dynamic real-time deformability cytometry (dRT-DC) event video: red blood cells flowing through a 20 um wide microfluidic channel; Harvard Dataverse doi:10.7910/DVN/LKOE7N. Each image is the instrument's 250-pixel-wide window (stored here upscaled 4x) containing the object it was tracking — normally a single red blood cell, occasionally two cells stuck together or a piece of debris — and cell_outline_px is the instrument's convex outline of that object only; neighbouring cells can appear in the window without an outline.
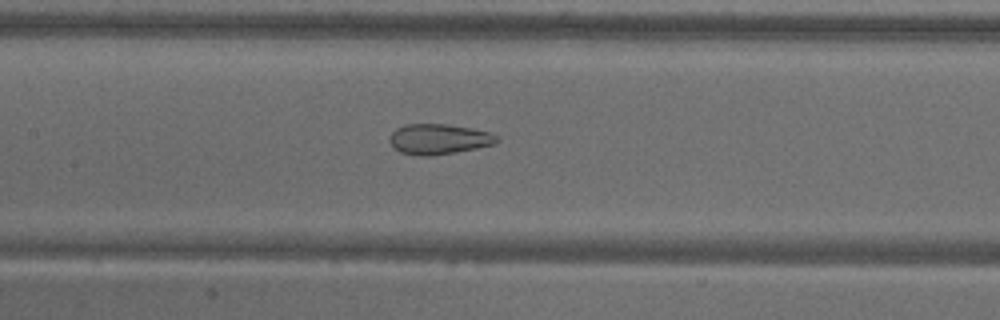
{"species": "common noctule bat (a hibernating species)", "species_latin": "Nyctalus noctula", "temperature_condition": "warm", "stored_images_in_passage": 55, "camera_frame_rate_fps": 3000, "um_per_image_px": 0.085, "animal": {"sex": "male", "body_mass_g": 18.8}, "frame": {"image": 1, "passage_image": 26, "time_ms": 8.333, "image_size_px": [1000, 320], "cell_outline_px": [[500, 140], [496, 144], [476, 148], [432, 156], [420, 156], [400, 152], [392, 148], [388, 140], [388, 136], [396, 128], [404, 124], [448, 124], [472, 128], [492, 132]], "centroid_in_image_um": [37.27, 11.82], "position_along_channel_um": 170.1, "area_um2": 19.31}}
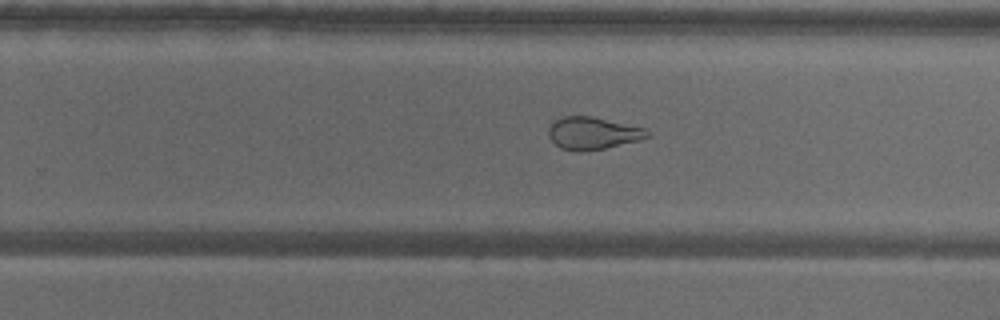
{"frame": {"image": 2, "passage_image": 35, "time_ms": 11.333, "image_size_px": [1000, 320], "cell_outline_px": [[652, 136], [640, 140], [604, 148], [580, 152], [560, 148], [548, 136], [548, 128], [556, 120], [564, 116], [592, 116], [644, 128]], "centroid_in_image_um": [50.39, 11.32], "position_along_channel_um": 279.4, "area_um2": 18.5}}
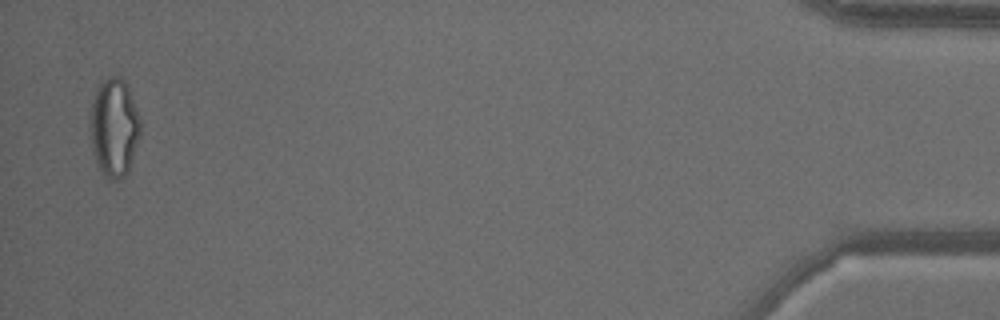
{"frame": {"image": 3, "passage_image": 54, "time_ms": 17.667, "image_size_px": [1000, 320], "cell_outline_px": [[140, 132], [128, 168], [124, 176], [120, 180], [108, 180], [104, 176], [92, 152], [88, 124], [92, 100], [96, 88], [100, 80], [108, 76], [120, 76], [128, 84], [140, 116]], "centroid_in_image_um": [9.66, 10.77], "position_along_channel_um": 425.5, "area_um2": 29.3}, "authors_computed_cell_mechanics": {"area_um2": 25.2586, "velocity_mm_per_s": 3.6564, "shape_relaxation_time_tau1_ms": null, "shape_relaxation_time_tau2_ms": 1.1105, "deformation_change_tau1": null, "deformation_change_tau2": 0.0823}}